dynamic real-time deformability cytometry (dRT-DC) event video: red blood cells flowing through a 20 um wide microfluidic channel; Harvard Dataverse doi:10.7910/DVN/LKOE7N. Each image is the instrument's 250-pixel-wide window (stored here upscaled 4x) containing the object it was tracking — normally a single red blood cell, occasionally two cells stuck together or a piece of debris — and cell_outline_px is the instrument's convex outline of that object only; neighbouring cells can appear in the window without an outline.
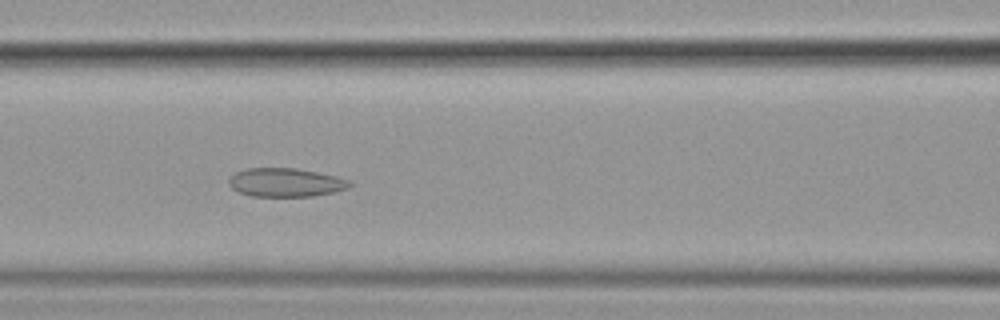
{"species": "common noctule bat (a hibernating species)", "species_latin": "Nyctalus noctula", "temperature_condition": "cold", "stored_images_in_passage": 57, "camera_frame_rate_fps": 3000, "um_per_image_px": 0.085, "animal": {"sex": "female", "body_mass_g": 19.9}, "frame": {"image": 1, "passage_image": 26, "time_ms": 8.333, "image_size_px": [1000, 320], "cell_outline_px": [[352, 184], [348, 188], [332, 192], [312, 196], [252, 196], [240, 192], [232, 188], [228, 184], [228, 180], [236, 172], [248, 168], [296, 168], [336, 176], [352, 180]], "centroid_in_image_um": [24.3, 15.5], "position_along_channel_um": 142.3, "area_um2": 20.06}}
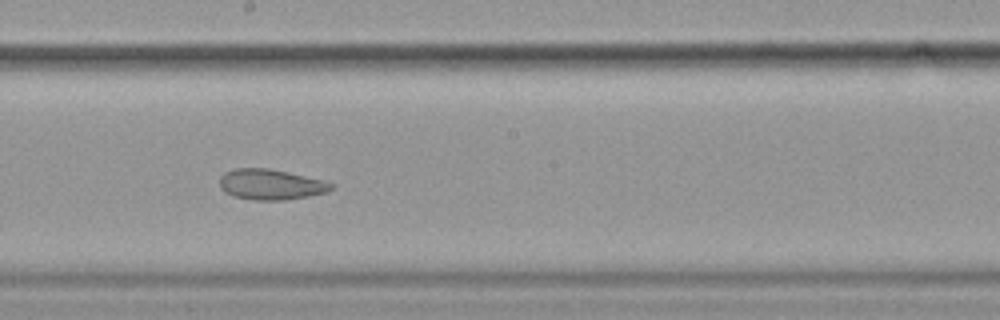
{"frame": {"image": 2, "passage_image": 33, "time_ms": 10.667, "image_size_px": [1000, 320], "cell_outline_px": [[332, 188], [328, 192], [308, 196], [284, 200], [256, 200], [232, 196], [224, 192], [220, 188], [220, 176], [224, 172], [236, 168], [268, 168], [304, 176], [320, 180], [332, 184]], "centroid_in_image_um": [22.95, 15.68], "position_along_channel_um": 225.3, "area_um2": 19.65}}
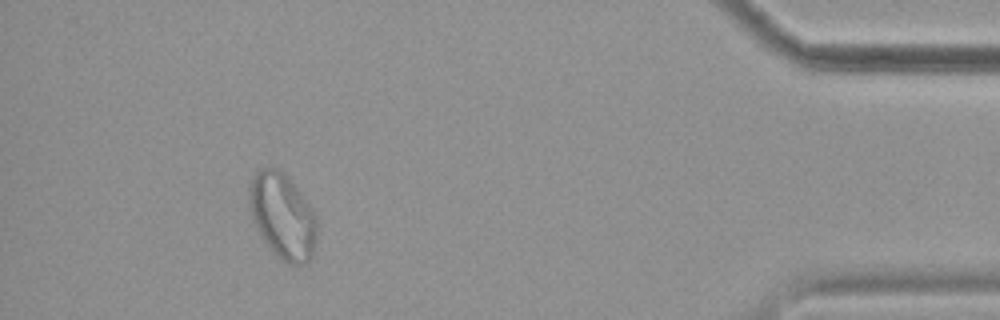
{"frame": {"image": 3, "passage_image": 53, "time_ms": 17.333, "image_size_px": [1000, 320], "cell_outline_px": [[316, 240], [312, 256], [304, 264], [288, 264], [264, 240], [256, 228], [252, 220], [248, 200], [248, 184], [256, 172], [260, 168], [272, 168], [284, 172], [308, 204], [316, 220]], "centroid_in_image_um": [23.98, 18.34], "position_along_channel_um": 411.2, "area_um2": 33.12}, "authors_computed_cell_mechanics": {"area_um2": 25.0852, "velocity_mm_per_s": 3.5696, "shape_relaxation_time_tau1_ms": null, "shape_relaxation_time_tau2_ms": 2.5139, "deformation_change_tau1": null, "deformation_change_tau2": 0.0642}}